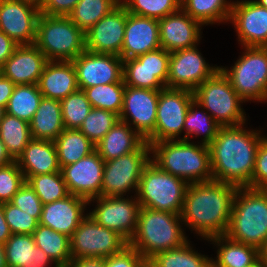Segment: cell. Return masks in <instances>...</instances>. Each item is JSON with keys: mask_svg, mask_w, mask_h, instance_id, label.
Here are the masks:
<instances>
[{"mask_svg": "<svg viewBox=\"0 0 267 267\" xmlns=\"http://www.w3.org/2000/svg\"><path fill=\"white\" fill-rule=\"evenodd\" d=\"M35 45L48 61H72L85 51V33L68 16L40 14Z\"/></svg>", "mask_w": 267, "mask_h": 267, "instance_id": "cell-6", "label": "cell"}, {"mask_svg": "<svg viewBox=\"0 0 267 267\" xmlns=\"http://www.w3.org/2000/svg\"><path fill=\"white\" fill-rule=\"evenodd\" d=\"M156 267H212V260L192 250L187 241L178 248L163 251L151 259Z\"/></svg>", "mask_w": 267, "mask_h": 267, "instance_id": "cell-38", "label": "cell"}, {"mask_svg": "<svg viewBox=\"0 0 267 267\" xmlns=\"http://www.w3.org/2000/svg\"><path fill=\"white\" fill-rule=\"evenodd\" d=\"M179 220H182L180 214L141 207L136 232L128 245L146 260L160 252L178 248L188 241Z\"/></svg>", "mask_w": 267, "mask_h": 267, "instance_id": "cell-5", "label": "cell"}, {"mask_svg": "<svg viewBox=\"0 0 267 267\" xmlns=\"http://www.w3.org/2000/svg\"><path fill=\"white\" fill-rule=\"evenodd\" d=\"M138 267H156L152 262L151 260H146L144 259Z\"/></svg>", "mask_w": 267, "mask_h": 267, "instance_id": "cell-59", "label": "cell"}, {"mask_svg": "<svg viewBox=\"0 0 267 267\" xmlns=\"http://www.w3.org/2000/svg\"><path fill=\"white\" fill-rule=\"evenodd\" d=\"M161 48L167 52L191 48L200 41V26L181 8L158 20Z\"/></svg>", "mask_w": 267, "mask_h": 267, "instance_id": "cell-22", "label": "cell"}, {"mask_svg": "<svg viewBox=\"0 0 267 267\" xmlns=\"http://www.w3.org/2000/svg\"><path fill=\"white\" fill-rule=\"evenodd\" d=\"M104 164L94 150L77 162L63 166L61 173L69 193L87 201L101 196Z\"/></svg>", "mask_w": 267, "mask_h": 267, "instance_id": "cell-17", "label": "cell"}, {"mask_svg": "<svg viewBox=\"0 0 267 267\" xmlns=\"http://www.w3.org/2000/svg\"><path fill=\"white\" fill-rule=\"evenodd\" d=\"M18 45L0 30V68L11 57Z\"/></svg>", "mask_w": 267, "mask_h": 267, "instance_id": "cell-51", "label": "cell"}, {"mask_svg": "<svg viewBox=\"0 0 267 267\" xmlns=\"http://www.w3.org/2000/svg\"><path fill=\"white\" fill-rule=\"evenodd\" d=\"M17 163L25 181L30 176L61 172L54 141L32 139Z\"/></svg>", "mask_w": 267, "mask_h": 267, "instance_id": "cell-27", "label": "cell"}, {"mask_svg": "<svg viewBox=\"0 0 267 267\" xmlns=\"http://www.w3.org/2000/svg\"><path fill=\"white\" fill-rule=\"evenodd\" d=\"M194 145L186 140H165L150 145L151 161L161 170L188 184L213 180L208 145Z\"/></svg>", "mask_w": 267, "mask_h": 267, "instance_id": "cell-3", "label": "cell"}, {"mask_svg": "<svg viewBox=\"0 0 267 267\" xmlns=\"http://www.w3.org/2000/svg\"><path fill=\"white\" fill-rule=\"evenodd\" d=\"M15 84L0 73V106L6 108Z\"/></svg>", "mask_w": 267, "mask_h": 267, "instance_id": "cell-52", "label": "cell"}, {"mask_svg": "<svg viewBox=\"0 0 267 267\" xmlns=\"http://www.w3.org/2000/svg\"><path fill=\"white\" fill-rule=\"evenodd\" d=\"M129 125L118 120L102 140L95 145V150L104 161L132 153L145 142V139L134 129L132 130Z\"/></svg>", "mask_w": 267, "mask_h": 267, "instance_id": "cell-28", "label": "cell"}, {"mask_svg": "<svg viewBox=\"0 0 267 267\" xmlns=\"http://www.w3.org/2000/svg\"><path fill=\"white\" fill-rule=\"evenodd\" d=\"M5 220L12 234H33L39 222L10 202L3 203Z\"/></svg>", "mask_w": 267, "mask_h": 267, "instance_id": "cell-46", "label": "cell"}, {"mask_svg": "<svg viewBox=\"0 0 267 267\" xmlns=\"http://www.w3.org/2000/svg\"><path fill=\"white\" fill-rule=\"evenodd\" d=\"M66 267H105V258H73Z\"/></svg>", "mask_w": 267, "mask_h": 267, "instance_id": "cell-53", "label": "cell"}, {"mask_svg": "<svg viewBox=\"0 0 267 267\" xmlns=\"http://www.w3.org/2000/svg\"><path fill=\"white\" fill-rule=\"evenodd\" d=\"M193 100V91L188 89L165 87L160 90L155 130L145 141L151 145L155 142L176 140L184 130L185 116Z\"/></svg>", "mask_w": 267, "mask_h": 267, "instance_id": "cell-12", "label": "cell"}, {"mask_svg": "<svg viewBox=\"0 0 267 267\" xmlns=\"http://www.w3.org/2000/svg\"><path fill=\"white\" fill-rule=\"evenodd\" d=\"M119 5L117 0H80L68 15L84 33Z\"/></svg>", "mask_w": 267, "mask_h": 267, "instance_id": "cell-37", "label": "cell"}, {"mask_svg": "<svg viewBox=\"0 0 267 267\" xmlns=\"http://www.w3.org/2000/svg\"><path fill=\"white\" fill-rule=\"evenodd\" d=\"M10 203L28 213L39 222L43 203L26 181L12 197Z\"/></svg>", "mask_w": 267, "mask_h": 267, "instance_id": "cell-47", "label": "cell"}, {"mask_svg": "<svg viewBox=\"0 0 267 267\" xmlns=\"http://www.w3.org/2000/svg\"><path fill=\"white\" fill-rule=\"evenodd\" d=\"M170 52L159 48L136 58L123 60L126 86L162 90L167 85Z\"/></svg>", "mask_w": 267, "mask_h": 267, "instance_id": "cell-13", "label": "cell"}, {"mask_svg": "<svg viewBox=\"0 0 267 267\" xmlns=\"http://www.w3.org/2000/svg\"><path fill=\"white\" fill-rule=\"evenodd\" d=\"M26 182L35 191L43 205L70 194L61 172L30 176Z\"/></svg>", "mask_w": 267, "mask_h": 267, "instance_id": "cell-40", "label": "cell"}, {"mask_svg": "<svg viewBox=\"0 0 267 267\" xmlns=\"http://www.w3.org/2000/svg\"><path fill=\"white\" fill-rule=\"evenodd\" d=\"M80 90L123 80V59L114 54L93 53L85 50L72 60Z\"/></svg>", "mask_w": 267, "mask_h": 267, "instance_id": "cell-16", "label": "cell"}, {"mask_svg": "<svg viewBox=\"0 0 267 267\" xmlns=\"http://www.w3.org/2000/svg\"><path fill=\"white\" fill-rule=\"evenodd\" d=\"M42 97L37 84L15 85L5 112L29 123Z\"/></svg>", "mask_w": 267, "mask_h": 267, "instance_id": "cell-36", "label": "cell"}, {"mask_svg": "<svg viewBox=\"0 0 267 267\" xmlns=\"http://www.w3.org/2000/svg\"><path fill=\"white\" fill-rule=\"evenodd\" d=\"M29 126L32 139L54 141L65 129L61 101L42 97Z\"/></svg>", "mask_w": 267, "mask_h": 267, "instance_id": "cell-30", "label": "cell"}, {"mask_svg": "<svg viewBox=\"0 0 267 267\" xmlns=\"http://www.w3.org/2000/svg\"><path fill=\"white\" fill-rule=\"evenodd\" d=\"M61 108L64 127L79 129L93 107L85 92L78 89L61 100Z\"/></svg>", "mask_w": 267, "mask_h": 267, "instance_id": "cell-42", "label": "cell"}, {"mask_svg": "<svg viewBox=\"0 0 267 267\" xmlns=\"http://www.w3.org/2000/svg\"><path fill=\"white\" fill-rule=\"evenodd\" d=\"M196 107H204L221 126H239L246 121L241 102L244 101L231 86L229 79L219 69L194 91Z\"/></svg>", "mask_w": 267, "mask_h": 267, "instance_id": "cell-8", "label": "cell"}, {"mask_svg": "<svg viewBox=\"0 0 267 267\" xmlns=\"http://www.w3.org/2000/svg\"><path fill=\"white\" fill-rule=\"evenodd\" d=\"M225 235L258 250L264 246L267 240V189L237 188Z\"/></svg>", "mask_w": 267, "mask_h": 267, "instance_id": "cell-4", "label": "cell"}, {"mask_svg": "<svg viewBox=\"0 0 267 267\" xmlns=\"http://www.w3.org/2000/svg\"><path fill=\"white\" fill-rule=\"evenodd\" d=\"M231 70L220 67L233 90L245 101L267 100V47L246 46Z\"/></svg>", "mask_w": 267, "mask_h": 267, "instance_id": "cell-9", "label": "cell"}, {"mask_svg": "<svg viewBox=\"0 0 267 267\" xmlns=\"http://www.w3.org/2000/svg\"><path fill=\"white\" fill-rule=\"evenodd\" d=\"M119 120L114 112L92 108L79 130L94 144H98Z\"/></svg>", "mask_w": 267, "mask_h": 267, "instance_id": "cell-43", "label": "cell"}, {"mask_svg": "<svg viewBox=\"0 0 267 267\" xmlns=\"http://www.w3.org/2000/svg\"><path fill=\"white\" fill-rule=\"evenodd\" d=\"M209 240L221 246L217 250V260H212V267H247L260 257L257 248L233 241L226 235L211 237Z\"/></svg>", "mask_w": 267, "mask_h": 267, "instance_id": "cell-31", "label": "cell"}, {"mask_svg": "<svg viewBox=\"0 0 267 267\" xmlns=\"http://www.w3.org/2000/svg\"><path fill=\"white\" fill-rule=\"evenodd\" d=\"M12 162H14V160L7 152L5 144L2 142L0 138V167L8 165Z\"/></svg>", "mask_w": 267, "mask_h": 267, "instance_id": "cell-55", "label": "cell"}, {"mask_svg": "<svg viewBox=\"0 0 267 267\" xmlns=\"http://www.w3.org/2000/svg\"><path fill=\"white\" fill-rule=\"evenodd\" d=\"M84 198L69 194L60 200L43 205L39 224L71 237L86 217L83 216L86 205Z\"/></svg>", "mask_w": 267, "mask_h": 267, "instance_id": "cell-25", "label": "cell"}, {"mask_svg": "<svg viewBox=\"0 0 267 267\" xmlns=\"http://www.w3.org/2000/svg\"><path fill=\"white\" fill-rule=\"evenodd\" d=\"M195 106L196 101L193 100L185 116L184 130H186V134L181 140L189 141V135L196 134L197 136L200 133H204L202 144L209 146L217 136L221 126L211 115H206L203 110L201 111L202 113L198 112L197 109L195 110Z\"/></svg>", "mask_w": 267, "mask_h": 267, "instance_id": "cell-41", "label": "cell"}, {"mask_svg": "<svg viewBox=\"0 0 267 267\" xmlns=\"http://www.w3.org/2000/svg\"><path fill=\"white\" fill-rule=\"evenodd\" d=\"M188 185L150 161L141 174L136 198L141 207L180 214Z\"/></svg>", "mask_w": 267, "mask_h": 267, "instance_id": "cell-7", "label": "cell"}, {"mask_svg": "<svg viewBox=\"0 0 267 267\" xmlns=\"http://www.w3.org/2000/svg\"><path fill=\"white\" fill-rule=\"evenodd\" d=\"M124 82L85 88L87 99L93 108L104 109L120 115L124 99Z\"/></svg>", "mask_w": 267, "mask_h": 267, "instance_id": "cell-39", "label": "cell"}, {"mask_svg": "<svg viewBox=\"0 0 267 267\" xmlns=\"http://www.w3.org/2000/svg\"><path fill=\"white\" fill-rule=\"evenodd\" d=\"M242 126L220 127L209 145L213 180L252 188L256 152L265 138Z\"/></svg>", "mask_w": 267, "mask_h": 267, "instance_id": "cell-1", "label": "cell"}, {"mask_svg": "<svg viewBox=\"0 0 267 267\" xmlns=\"http://www.w3.org/2000/svg\"><path fill=\"white\" fill-rule=\"evenodd\" d=\"M143 256L130 245L121 252L105 258V267H138Z\"/></svg>", "mask_w": 267, "mask_h": 267, "instance_id": "cell-49", "label": "cell"}, {"mask_svg": "<svg viewBox=\"0 0 267 267\" xmlns=\"http://www.w3.org/2000/svg\"><path fill=\"white\" fill-rule=\"evenodd\" d=\"M4 248L8 267H46L53 262L35 245L33 234H12Z\"/></svg>", "mask_w": 267, "mask_h": 267, "instance_id": "cell-29", "label": "cell"}, {"mask_svg": "<svg viewBox=\"0 0 267 267\" xmlns=\"http://www.w3.org/2000/svg\"><path fill=\"white\" fill-rule=\"evenodd\" d=\"M123 6L128 13L159 20L177 12L181 8V2L180 0H127Z\"/></svg>", "mask_w": 267, "mask_h": 267, "instance_id": "cell-44", "label": "cell"}, {"mask_svg": "<svg viewBox=\"0 0 267 267\" xmlns=\"http://www.w3.org/2000/svg\"><path fill=\"white\" fill-rule=\"evenodd\" d=\"M35 245L42 249L58 267H66L71 261L70 237L50 227L38 224L33 233Z\"/></svg>", "mask_w": 267, "mask_h": 267, "instance_id": "cell-33", "label": "cell"}, {"mask_svg": "<svg viewBox=\"0 0 267 267\" xmlns=\"http://www.w3.org/2000/svg\"><path fill=\"white\" fill-rule=\"evenodd\" d=\"M159 91L131 86H125L124 89L119 120L129 124L130 116L134 130L145 140L155 130Z\"/></svg>", "mask_w": 267, "mask_h": 267, "instance_id": "cell-18", "label": "cell"}, {"mask_svg": "<svg viewBox=\"0 0 267 267\" xmlns=\"http://www.w3.org/2000/svg\"><path fill=\"white\" fill-rule=\"evenodd\" d=\"M25 182L17 161L0 167V203L10 202Z\"/></svg>", "mask_w": 267, "mask_h": 267, "instance_id": "cell-45", "label": "cell"}, {"mask_svg": "<svg viewBox=\"0 0 267 267\" xmlns=\"http://www.w3.org/2000/svg\"><path fill=\"white\" fill-rule=\"evenodd\" d=\"M237 188L216 180L189 184L180 213L181 222L192 227L206 240L225 235Z\"/></svg>", "mask_w": 267, "mask_h": 267, "instance_id": "cell-2", "label": "cell"}, {"mask_svg": "<svg viewBox=\"0 0 267 267\" xmlns=\"http://www.w3.org/2000/svg\"><path fill=\"white\" fill-rule=\"evenodd\" d=\"M0 267H8L3 244H0Z\"/></svg>", "mask_w": 267, "mask_h": 267, "instance_id": "cell-56", "label": "cell"}, {"mask_svg": "<svg viewBox=\"0 0 267 267\" xmlns=\"http://www.w3.org/2000/svg\"><path fill=\"white\" fill-rule=\"evenodd\" d=\"M0 138L14 161L32 140L29 123L5 112L0 122Z\"/></svg>", "mask_w": 267, "mask_h": 267, "instance_id": "cell-34", "label": "cell"}, {"mask_svg": "<svg viewBox=\"0 0 267 267\" xmlns=\"http://www.w3.org/2000/svg\"><path fill=\"white\" fill-rule=\"evenodd\" d=\"M40 10L21 0H0V30L17 44H35Z\"/></svg>", "mask_w": 267, "mask_h": 267, "instance_id": "cell-20", "label": "cell"}, {"mask_svg": "<svg viewBox=\"0 0 267 267\" xmlns=\"http://www.w3.org/2000/svg\"><path fill=\"white\" fill-rule=\"evenodd\" d=\"M247 267H267V266L262 262V260L259 257L253 264Z\"/></svg>", "mask_w": 267, "mask_h": 267, "instance_id": "cell-60", "label": "cell"}, {"mask_svg": "<svg viewBox=\"0 0 267 267\" xmlns=\"http://www.w3.org/2000/svg\"><path fill=\"white\" fill-rule=\"evenodd\" d=\"M47 61L35 44L18 45L0 73L15 85L38 84Z\"/></svg>", "mask_w": 267, "mask_h": 267, "instance_id": "cell-24", "label": "cell"}, {"mask_svg": "<svg viewBox=\"0 0 267 267\" xmlns=\"http://www.w3.org/2000/svg\"><path fill=\"white\" fill-rule=\"evenodd\" d=\"M41 10L46 0H21Z\"/></svg>", "mask_w": 267, "mask_h": 267, "instance_id": "cell-58", "label": "cell"}, {"mask_svg": "<svg viewBox=\"0 0 267 267\" xmlns=\"http://www.w3.org/2000/svg\"><path fill=\"white\" fill-rule=\"evenodd\" d=\"M260 259L267 266V240L264 243V246L259 250Z\"/></svg>", "mask_w": 267, "mask_h": 267, "instance_id": "cell-57", "label": "cell"}, {"mask_svg": "<svg viewBox=\"0 0 267 267\" xmlns=\"http://www.w3.org/2000/svg\"><path fill=\"white\" fill-rule=\"evenodd\" d=\"M159 48L161 44L158 20L128 13L121 58H136Z\"/></svg>", "mask_w": 267, "mask_h": 267, "instance_id": "cell-23", "label": "cell"}, {"mask_svg": "<svg viewBox=\"0 0 267 267\" xmlns=\"http://www.w3.org/2000/svg\"><path fill=\"white\" fill-rule=\"evenodd\" d=\"M219 69L209 66L196 46L170 52L166 88L194 91Z\"/></svg>", "mask_w": 267, "mask_h": 267, "instance_id": "cell-15", "label": "cell"}, {"mask_svg": "<svg viewBox=\"0 0 267 267\" xmlns=\"http://www.w3.org/2000/svg\"><path fill=\"white\" fill-rule=\"evenodd\" d=\"M119 4H124L127 0H123V2L121 0H117Z\"/></svg>", "mask_w": 267, "mask_h": 267, "instance_id": "cell-63", "label": "cell"}, {"mask_svg": "<svg viewBox=\"0 0 267 267\" xmlns=\"http://www.w3.org/2000/svg\"><path fill=\"white\" fill-rule=\"evenodd\" d=\"M229 20L244 47H267V8L254 0L233 2Z\"/></svg>", "mask_w": 267, "mask_h": 267, "instance_id": "cell-21", "label": "cell"}, {"mask_svg": "<svg viewBox=\"0 0 267 267\" xmlns=\"http://www.w3.org/2000/svg\"><path fill=\"white\" fill-rule=\"evenodd\" d=\"M60 168L89 155L95 145L79 130L64 129L54 140Z\"/></svg>", "mask_w": 267, "mask_h": 267, "instance_id": "cell-32", "label": "cell"}, {"mask_svg": "<svg viewBox=\"0 0 267 267\" xmlns=\"http://www.w3.org/2000/svg\"><path fill=\"white\" fill-rule=\"evenodd\" d=\"M259 5L263 6L264 8H267V0H254Z\"/></svg>", "mask_w": 267, "mask_h": 267, "instance_id": "cell-61", "label": "cell"}, {"mask_svg": "<svg viewBox=\"0 0 267 267\" xmlns=\"http://www.w3.org/2000/svg\"><path fill=\"white\" fill-rule=\"evenodd\" d=\"M128 11L119 4L85 33V50L121 57Z\"/></svg>", "mask_w": 267, "mask_h": 267, "instance_id": "cell-19", "label": "cell"}, {"mask_svg": "<svg viewBox=\"0 0 267 267\" xmlns=\"http://www.w3.org/2000/svg\"><path fill=\"white\" fill-rule=\"evenodd\" d=\"M4 114H5V108L0 106V122H1Z\"/></svg>", "mask_w": 267, "mask_h": 267, "instance_id": "cell-62", "label": "cell"}, {"mask_svg": "<svg viewBox=\"0 0 267 267\" xmlns=\"http://www.w3.org/2000/svg\"><path fill=\"white\" fill-rule=\"evenodd\" d=\"M12 235L9 225L5 220L3 203H0V244H5Z\"/></svg>", "mask_w": 267, "mask_h": 267, "instance_id": "cell-54", "label": "cell"}, {"mask_svg": "<svg viewBox=\"0 0 267 267\" xmlns=\"http://www.w3.org/2000/svg\"><path fill=\"white\" fill-rule=\"evenodd\" d=\"M95 199L98 204L89 215L98 224L118 232L129 242L136 232L141 208L136 197L132 200L123 198V196H98L89 200L88 203Z\"/></svg>", "mask_w": 267, "mask_h": 267, "instance_id": "cell-14", "label": "cell"}, {"mask_svg": "<svg viewBox=\"0 0 267 267\" xmlns=\"http://www.w3.org/2000/svg\"><path fill=\"white\" fill-rule=\"evenodd\" d=\"M150 145L145 141L136 151L105 161L101 196H123L130 189L137 192L141 174L151 161Z\"/></svg>", "mask_w": 267, "mask_h": 267, "instance_id": "cell-10", "label": "cell"}, {"mask_svg": "<svg viewBox=\"0 0 267 267\" xmlns=\"http://www.w3.org/2000/svg\"><path fill=\"white\" fill-rule=\"evenodd\" d=\"M180 2L181 9L202 25L229 21L233 6V2L227 0H180Z\"/></svg>", "mask_w": 267, "mask_h": 267, "instance_id": "cell-35", "label": "cell"}, {"mask_svg": "<svg viewBox=\"0 0 267 267\" xmlns=\"http://www.w3.org/2000/svg\"><path fill=\"white\" fill-rule=\"evenodd\" d=\"M37 85L43 97L61 101L79 89L74 64L72 61H47Z\"/></svg>", "mask_w": 267, "mask_h": 267, "instance_id": "cell-26", "label": "cell"}, {"mask_svg": "<svg viewBox=\"0 0 267 267\" xmlns=\"http://www.w3.org/2000/svg\"><path fill=\"white\" fill-rule=\"evenodd\" d=\"M80 0H46L40 14L47 16H68Z\"/></svg>", "mask_w": 267, "mask_h": 267, "instance_id": "cell-50", "label": "cell"}, {"mask_svg": "<svg viewBox=\"0 0 267 267\" xmlns=\"http://www.w3.org/2000/svg\"><path fill=\"white\" fill-rule=\"evenodd\" d=\"M128 241L118 232L98 224L90 215L81 221L70 237L73 258H107L121 252Z\"/></svg>", "mask_w": 267, "mask_h": 267, "instance_id": "cell-11", "label": "cell"}, {"mask_svg": "<svg viewBox=\"0 0 267 267\" xmlns=\"http://www.w3.org/2000/svg\"><path fill=\"white\" fill-rule=\"evenodd\" d=\"M252 188L267 189V137L260 142L256 152Z\"/></svg>", "mask_w": 267, "mask_h": 267, "instance_id": "cell-48", "label": "cell"}]
</instances>
